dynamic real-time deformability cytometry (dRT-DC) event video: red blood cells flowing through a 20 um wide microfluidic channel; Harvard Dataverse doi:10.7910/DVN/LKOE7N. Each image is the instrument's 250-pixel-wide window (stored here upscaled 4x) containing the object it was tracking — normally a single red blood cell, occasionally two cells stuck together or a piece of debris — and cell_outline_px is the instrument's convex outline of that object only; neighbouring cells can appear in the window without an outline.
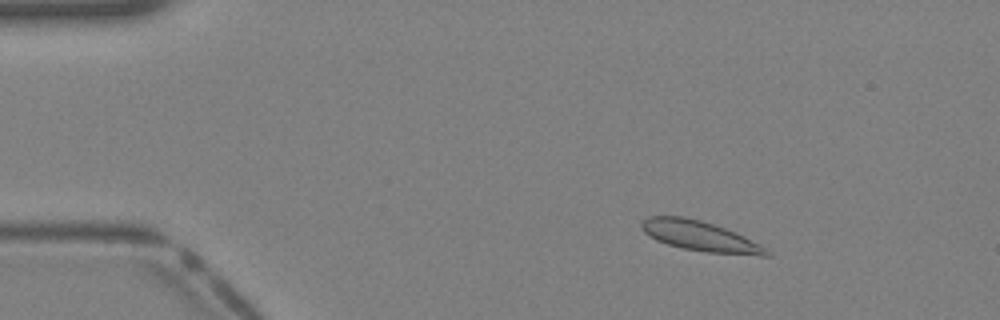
{"species": "Egyptian fruit bat (a non-hibernating species)", "species_latin": "Rousettus aegyptiacus", "temperature_condition": "warm", "stored_images_in_passage": 40, "camera_frame_rate_fps": 3000, "um_per_image_px": 0.085, "animal": {"sex": "female"}, "frame": {"image": 1, "passage_image": 6, "time_ms": 1.667, "image_size_px": [1000, 320], "cell_outline_px": [[772, 256], [760, 256], [708, 252], [684, 248], [668, 244], [656, 240], [644, 232], [640, 228], [640, 224], [648, 216], [684, 216], [700, 220], [736, 232], [768, 248], [772, 252]], "centroid_in_image_um": [59.55, 20.07], "position_along_channel_um": 25.5, "area_um2": 21.91}}
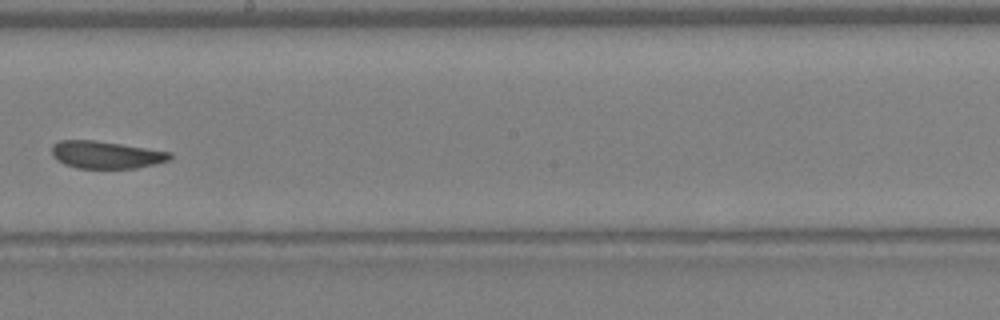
{"frame": {"image": 2, "passage_image": 23, "time_ms": 7.333, "image_size_px": [1000, 320], "cell_outline_px": [[172, 160], [136, 168], [76, 168], [64, 164], [56, 160], [52, 156], [52, 144], [60, 140], [96, 140], [172, 152]], "centroid_in_image_um": [9.01, 13.15], "position_along_channel_um": 239.2, "area_um2": 19.02}}
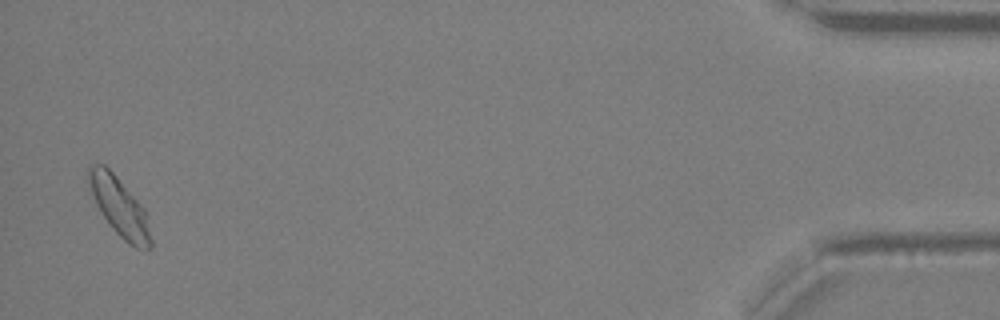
{"frame": {"image": 3, "passage_image": 39, "time_ms": 12.667, "image_size_px": [1000, 320], "cell_outline_px": [[152, 248], [144, 252], [128, 244], [112, 228], [100, 212], [92, 196], [88, 184], [88, 164], [104, 164], [116, 176], [144, 208], [152, 240]], "centroid_in_image_um": [10.15, 17.62], "position_along_channel_um": 425.0, "area_um2": 21.27}}